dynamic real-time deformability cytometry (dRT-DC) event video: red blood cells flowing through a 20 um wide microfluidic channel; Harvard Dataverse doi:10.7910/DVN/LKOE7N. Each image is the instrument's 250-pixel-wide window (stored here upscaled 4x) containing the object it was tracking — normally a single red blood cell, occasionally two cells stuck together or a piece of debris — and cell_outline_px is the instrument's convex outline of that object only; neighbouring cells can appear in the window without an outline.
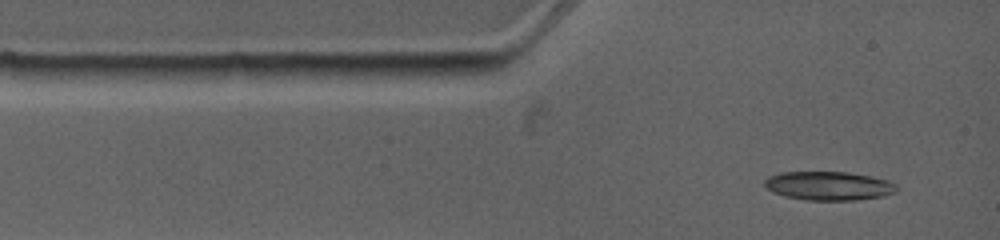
{"species": "common noctule bat (a hibernating species)", "species_latin": "Nyctalus noctula", "temperature_condition": "warm", "stored_images_in_passage": 3, "camera_frame_rate_fps": 4500, "um_per_image_px": 0.085, "animal": {"sex": "female", "body_mass_g": 19.0, "forearm_length_mm": 53.3}, "frame": {"image": 1, "passage_image": 1, "time_ms": 0.0, "image_size_px": [1000, 240], "cell_outline_px": [[896, 192], [884, 196], [856, 200], [804, 200], [784, 196], [772, 192], [764, 184], [764, 180], [768, 176], [780, 172], [848, 172], [888, 180], [896, 184]], "centroid_in_image_um": [70.42, 15.8], "position_along_channel_um": 14.6, "area_um2": 22.2}}
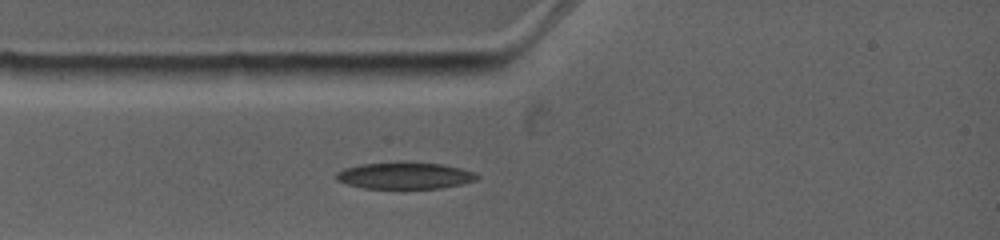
{"frame": {"image": 2, "passage_image": 3, "time_ms": 1.556, "image_size_px": [1000, 240], "cell_outline_px": [[480, 176], [476, 180], [460, 184], [440, 188], [364, 188], [348, 184], [336, 180], [336, 172], [344, 168], [360, 164], [396, 160], [444, 164], [476, 172]], "centroid_in_image_um": [34.4, 14.89], "position_along_channel_um": 50.6, "area_um2": 22.37}}